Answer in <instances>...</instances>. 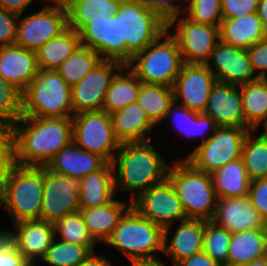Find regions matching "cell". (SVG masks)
<instances>
[{"instance_id": "43", "label": "cell", "mask_w": 267, "mask_h": 266, "mask_svg": "<svg viewBox=\"0 0 267 266\" xmlns=\"http://www.w3.org/2000/svg\"><path fill=\"white\" fill-rule=\"evenodd\" d=\"M22 117V92L0 76V123L14 124Z\"/></svg>"}, {"instance_id": "57", "label": "cell", "mask_w": 267, "mask_h": 266, "mask_svg": "<svg viewBox=\"0 0 267 266\" xmlns=\"http://www.w3.org/2000/svg\"><path fill=\"white\" fill-rule=\"evenodd\" d=\"M262 129L264 130H262L261 132H259V133H261L266 139H267V121L262 125Z\"/></svg>"}, {"instance_id": "49", "label": "cell", "mask_w": 267, "mask_h": 266, "mask_svg": "<svg viewBox=\"0 0 267 266\" xmlns=\"http://www.w3.org/2000/svg\"><path fill=\"white\" fill-rule=\"evenodd\" d=\"M259 0H221L223 18H237L256 13Z\"/></svg>"}, {"instance_id": "9", "label": "cell", "mask_w": 267, "mask_h": 266, "mask_svg": "<svg viewBox=\"0 0 267 266\" xmlns=\"http://www.w3.org/2000/svg\"><path fill=\"white\" fill-rule=\"evenodd\" d=\"M250 131L243 127L217 126L209 139L194 148L185 160L197 170L212 174L226 163L241 158Z\"/></svg>"}, {"instance_id": "42", "label": "cell", "mask_w": 267, "mask_h": 266, "mask_svg": "<svg viewBox=\"0 0 267 266\" xmlns=\"http://www.w3.org/2000/svg\"><path fill=\"white\" fill-rule=\"evenodd\" d=\"M182 12L192 21L220 27L223 20L221 0H184Z\"/></svg>"}, {"instance_id": "2", "label": "cell", "mask_w": 267, "mask_h": 266, "mask_svg": "<svg viewBox=\"0 0 267 266\" xmlns=\"http://www.w3.org/2000/svg\"><path fill=\"white\" fill-rule=\"evenodd\" d=\"M151 143L150 140L121 143L112 162L115 191L129 192L130 202L167 179L170 165Z\"/></svg>"}, {"instance_id": "21", "label": "cell", "mask_w": 267, "mask_h": 266, "mask_svg": "<svg viewBox=\"0 0 267 266\" xmlns=\"http://www.w3.org/2000/svg\"><path fill=\"white\" fill-rule=\"evenodd\" d=\"M211 221L231 233L267 229V225L251 205L248 196L218 199Z\"/></svg>"}, {"instance_id": "46", "label": "cell", "mask_w": 267, "mask_h": 266, "mask_svg": "<svg viewBox=\"0 0 267 266\" xmlns=\"http://www.w3.org/2000/svg\"><path fill=\"white\" fill-rule=\"evenodd\" d=\"M246 50L255 76L267 79V36Z\"/></svg>"}, {"instance_id": "29", "label": "cell", "mask_w": 267, "mask_h": 266, "mask_svg": "<svg viewBox=\"0 0 267 266\" xmlns=\"http://www.w3.org/2000/svg\"><path fill=\"white\" fill-rule=\"evenodd\" d=\"M265 256H267V229L232 233L227 263L244 266Z\"/></svg>"}, {"instance_id": "28", "label": "cell", "mask_w": 267, "mask_h": 266, "mask_svg": "<svg viewBox=\"0 0 267 266\" xmlns=\"http://www.w3.org/2000/svg\"><path fill=\"white\" fill-rule=\"evenodd\" d=\"M114 198L110 203L95 208H79L91 236L96 242L110 238L120 218L131 207V202Z\"/></svg>"}, {"instance_id": "30", "label": "cell", "mask_w": 267, "mask_h": 266, "mask_svg": "<svg viewBox=\"0 0 267 266\" xmlns=\"http://www.w3.org/2000/svg\"><path fill=\"white\" fill-rule=\"evenodd\" d=\"M67 11L68 27L77 33L93 19L114 16L122 0H62Z\"/></svg>"}, {"instance_id": "35", "label": "cell", "mask_w": 267, "mask_h": 266, "mask_svg": "<svg viewBox=\"0 0 267 266\" xmlns=\"http://www.w3.org/2000/svg\"><path fill=\"white\" fill-rule=\"evenodd\" d=\"M170 114L174 117H172L171 121L173 120L172 123L176 126V131L182 133L183 138L190 137L189 140L196 136L197 138L201 136L200 139L203 138L201 143H204L210 137V135H206L209 130L214 131L217 127L215 121L210 116L191 111L183 105H178L175 101L166 113L165 119L170 117Z\"/></svg>"}, {"instance_id": "3", "label": "cell", "mask_w": 267, "mask_h": 266, "mask_svg": "<svg viewBox=\"0 0 267 266\" xmlns=\"http://www.w3.org/2000/svg\"><path fill=\"white\" fill-rule=\"evenodd\" d=\"M44 167L13 164L0 183V206L13 223L40 219Z\"/></svg>"}, {"instance_id": "54", "label": "cell", "mask_w": 267, "mask_h": 266, "mask_svg": "<svg viewBox=\"0 0 267 266\" xmlns=\"http://www.w3.org/2000/svg\"><path fill=\"white\" fill-rule=\"evenodd\" d=\"M132 266H167L165 260L161 258H145V259H136L130 262ZM174 266V265H172Z\"/></svg>"}, {"instance_id": "13", "label": "cell", "mask_w": 267, "mask_h": 266, "mask_svg": "<svg viewBox=\"0 0 267 266\" xmlns=\"http://www.w3.org/2000/svg\"><path fill=\"white\" fill-rule=\"evenodd\" d=\"M131 206L144 218L160 225L164 236L170 234L175 220H187L181 201L168 179L140 194Z\"/></svg>"}, {"instance_id": "4", "label": "cell", "mask_w": 267, "mask_h": 266, "mask_svg": "<svg viewBox=\"0 0 267 266\" xmlns=\"http://www.w3.org/2000/svg\"><path fill=\"white\" fill-rule=\"evenodd\" d=\"M167 179L179 197L187 219L212 220L217 205L212 176L182 158L170 165Z\"/></svg>"}, {"instance_id": "6", "label": "cell", "mask_w": 267, "mask_h": 266, "mask_svg": "<svg viewBox=\"0 0 267 266\" xmlns=\"http://www.w3.org/2000/svg\"><path fill=\"white\" fill-rule=\"evenodd\" d=\"M120 43H126V65L167 30V18L144 0H122L118 13Z\"/></svg>"}, {"instance_id": "48", "label": "cell", "mask_w": 267, "mask_h": 266, "mask_svg": "<svg viewBox=\"0 0 267 266\" xmlns=\"http://www.w3.org/2000/svg\"><path fill=\"white\" fill-rule=\"evenodd\" d=\"M0 266H32L3 232H0Z\"/></svg>"}, {"instance_id": "41", "label": "cell", "mask_w": 267, "mask_h": 266, "mask_svg": "<svg viewBox=\"0 0 267 266\" xmlns=\"http://www.w3.org/2000/svg\"><path fill=\"white\" fill-rule=\"evenodd\" d=\"M231 235V232L217 226L211 220H206L203 251L213 260L220 262L221 264L227 263Z\"/></svg>"}, {"instance_id": "16", "label": "cell", "mask_w": 267, "mask_h": 266, "mask_svg": "<svg viewBox=\"0 0 267 266\" xmlns=\"http://www.w3.org/2000/svg\"><path fill=\"white\" fill-rule=\"evenodd\" d=\"M217 78L205 64L184 63L176 77L173 91L175 102L191 111L203 113Z\"/></svg>"}, {"instance_id": "1", "label": "cell", "mask_w": 267, "mask_h": 266, "mask_svg": "<svg viewBox=\"0 0 267 266\" xmlns=\"http://www.w3.org/2000/svg\"><path fill=\"white\" fill-rule=\"evenodd\" d=\"M15 164L46 167L73 140L72 117L22 116L15 123Z\"/></svg>"}, {"instance_id": "37", "label": "cell", "mask_w": 267, "mask_h": 266, "mask_svg": "<svg viewBox=\"0 0 267 266\" xmlns=\"http://www.w3.org/2000/svg\"><path fill=\"white\" fill-rule=\"evenodd\" d=\"M103 59L93 49L80 45L56 70L61 78L72 87L93 70Z\"/></svg>"}, {"instance_id": "47", "label": "cell", "mask_w": 267, "mask_h": 266, "mask_svg": "<svg viewBox=\"0 0 267 266\" xmlns=\"http://www.w3.org/2000/svg\"><path fill=\"white\" fill-rule=\"evenodd\" d=\"M19 14L0 7V47L15 43Z\"/></svg>"}, {"instance_id": "52", "label": "cell", "mask_w": 267, "mask_h": 266, "mask_svg": "<svg viewBox=\"0 0 267 266\" xmlns=\"http://www.w3.org/2000/svg\"><path fill=\"white\" fill-rule=\"evenodd\" d=\"M34 0H0V7L17 13L23 14L26 8L33 2Z\"/></svg>"}, {"instance_id": "40", "label": "cell", "mask_w": 267, "mask_h": 266, "mask_svg": "<svg viewBox=\"0 0 267 266\" xmlns=\"http://www.w3.org/2000/svg\"><path fill=\"white\" fill-rule=\"evenodd\" d=\"M90 253L86 246L60 241L55 237L42 261L51 266H77Z\"/></svg>"}, {"instance_id": "44", "label": "cell", "mask_w": 267, "mask_h": 266, "mask_svg": "<svg viewBox=\"0 0 267 266\" xmlns=\"http://www.w3.org/2000/svg\"><path fill=\"white\" fill-rule=\"evenodd\" d=\"M15 163L14 124L0 123V183Z\"/></svg>"}, {"instance_id": "39", "label": "cell", "mask_w": 267, "mask_h": 266, "mask_svg": "<svg viewBox=\"0 0 267 266\" xmlns=\"http://www.w3.org/2000/svg\"><path fill=\"white\" fill-rule=\"evenodd\" d=\"M53 225L55 237L60 236V241L86 246L91 252H95L97 242L86 227L80 210L67 214Z\"/></svg>"}, {"instance_id": "33", "label": "cell", "mask_w": 267, "mask_h": 266, "mask_svg": "<svg viewBox=\"0 0 267 266\" xmlns=\"http://www.w3.org/2000/svg\"><path fill=\"white\" fill-rule=\"evenodd\" d=\"M140 86L141 81L128 66L124 65L111 80L102 110L112 114L135 102Z\"/></svg>"}, {"instance_id": "32", "label": "cell", "mask_w": 267, "mask_h": 266, "mask_svg": "<svg viewBox=\"0 0 267 266\" xmlns=\"http://www.w3.org/2000/svg\"><path fill=\"white\" fill-rule=\"evenodd\" d=\"M80 45L79 34L67 27L36 50L39 69L56 71Z\"/></svg>"}, {"instance_id": "7", "label": "cell", "mask_w": 267, "mask_h": 266, "mask_svg": "<svg viewBox=\"0 0 267 266\" xmlns=\"http://www.w3.org/2000/svg\"><path fill=\"white\" fill-rule=\"evenodd\" d=\"M184 64L175 38L166 30L126 65L142 83L173 87Z\"/></svg>"}, {"instance_id": "8", "label": "cell", "mask_w": 267, "mask_h": 266, "mask_svg": "<svg viewBox=\"0 0 267 266\" xmlns=\"http://www.w3.org/2000/svg\"><path fill=\"white\" fill-rule=\"evenodd\" d=\"M22 116L72 117L71 87L55 70H39L22 92Z\"/></svg>"}, {"instance_id": "23", "label": "cell", "mask_w": 267, "mask_h": 266, "mask_svg": "<svg viewBox=\"0 0 267 266\" xmlns=\"http://www.w3.org/2000/svg\"><path fill=\"white\" fill-rule=\"evenodd\" d=\"M106 163L102 157L85 151L72 140L56 153L46 168L55 174L80 180L100 170Z\"/></svg>"}, {"instance_id": "15", "label": "cell", "mask_w": 267, "mask_h": 266, "mask_svg": "<svg viewBox=\"0 0 267 266\" xmlns=\"http://www.w3.org/2000/svg\"><path fill=\"white\" fill-rule=\"evenodd\" d=\"M76 211H79V180L55 174L44 167L40 219L54 224Z\"/></svg>"}, {"instance_id": "17", "label": "cell", "mask_w": 267, "mask_h": 266, "mask_svg": "<svg viewBox=\"0 0 267 266\" xmlns=\"http://www.w3.org/2000/svg\"><path fill=\"white\" fill-rule=\"evenodd\" d=\"M78 34L81 45L95 50L103 60L126 65V43H120L119 18L115 15L93 19Z\"/></svg>"}, {"instance_id": "26", "label": "cell", "mask_w": 267, "mask_h": 266, "mask_svg": "<svg viewBox=\"0 0 267 266\" xmlns=\"http://www.w3.org/2000/svg\"><path fill=\"white\" fill-rule=\"evenodd\" d=\"M115 195L114 168L110 163L79 180V208L106 205L115 198Z\"/></svg>"}, {"instance_id": "5", "label": "cell", "mask_w": 267, "mask_h": 266, "mask_svg": "<svg viewBox=\"0 0 267 266\" xmlns=\"http://www.w3.org/2000/svg\"><path fill=\"white\" fill-rule=\"evenodd\" d=\"M163 240L164 229L141 216L131 206L120 218L105 244L117 248L131 262L158 257V251L163 253Z\"/></svg>"}, {"instance_id": "27", "label": "cell", "mask_w": 267, "mask_h": 266, "mask_svg": "<svg viewBox=\"0 0 267 266\" xmlns=\"http://www.w3.org/2000/svg\"><path fill=\"white\" fill-rule=\"evenodd\" d=\"M219 30L223 43L242 49H248L267 36L257 12L237 18H223Z\"/></svg>"}, {"instance_id": "24", "label": "cell", "mask_w": 267, "mask_h": 266, "mask_svg": "<svg viewBox=\"0 0 267 266\" xmlns=\"http://www.w3.org/2000/svg\"><path fill=\"white\" fill-rule=\"evenodd\" d=\"M205 224L206 220L187 219L180 222L170 240L164 236L163 253L171 259L172 265L203 251Z\"/></svg>"}, {"instance_id": "31", "label": "cell", "mask_w": 267, "mask_h": 266, "mask_svg": "<svg viewBox=\"0 0 267 266\" xmlns=\"http://www.w3.org/2000/svg\"><path fill=\"white\" fill-rule=\"evenodd\" d=\"M211 176L218 199L248 196L251 180L242 158L226 163Z\"/></svg>"}, {"instance_id": "18", "label": "cell", "mask_w": 267, "mask_h": 266, "mask_svg": "<svg viewBox=\"0 0 267 266\" xmlns=\"http://www.w3.org/2000/svg\"><path fill=\"white\" fill-rule=\"evenodd\" d=\"M205 65L218 82L240 86L258 78L255 76L246 49L217 43Z\"/></svg>"}, {"instance_id": "38", "label": "cell", "mask_w": 267, "mask_h": 266, "mask_svg": "<svg viewBox=\"0 0 267 266\" xmlns=\"http://www.w3.org/2000/svg\"><path fill=\"white\" fill-rule=\"evenodd\" d=\"M251 130L244 141L242 156L250 180L267 178V139Z\"/></svg>"}, {"instance_id": "50", "label": "cell", "mask_w": 267, "mask_h": 266, "mask_svg": "<svg viewBox=\"0 0 267 266\" xmlns=\"http://www.w3.org/2000/svg\"><path fill=\"white\" fill-rule=\"evenodd\" d=\"M176 1L177 0H144L149 7L157 9L165 18H169L171 15L182 11L183 6L176 3L174 4Z\"/></svg>"}, {"instance_id": "22", "label": "cell", "mask_w": 267, "mask_h": 266, "mask_svg": "<svg viewBox=\"0 0 267 266\" xmlns=\"http://www.w3.org/2000/svg\"><path fill=\"white\" fill-rule=\"evenodd\" d=\"M36 51L17 44L0 47V76L23 92L39 73Z\"/></svg>"}, {"instance_id": "45", "label": "cell", "mask_w": 267, "mask_h": 266, "mask_svg": "<svg viewBox=\"0 0 267 266\" xmlns=\"http://www.w3.org/2000/svg\"><path fill=\"white\" fill-rule=\"evenodd\" d=\"M248 198L267 225V178L251 180Z\"/></svg>"}, {"instance_id": "55", "label": "cell", "mask_w": 267, "mask_h": 266, "mask_svg": "<svg viewBox=\"0 0 267 266\" xmlns=\"http://www.w3.org/2000/svg\"><path fill=\"white\" fill-rule=\"evenodd\" d=\"M257 14L262 21L264 29L267 32V0L258 1Z\"/></svg>"}, {"instance_id": "25", "label": "cell", "mask_w": 267, "mask_h": 266, "mask_svg": "<svg viewBox=\"0 0 267 266\" xmlns=\"http://www.w3.org/2000/svg\"><path fill=\"white\" fill-rule=\"evenodd\" d=\"M110 118L114 135L120 144L150 140L148 134L155 129V125L136 101L113 112Z\"/></svg>"}, {"instance_id": "53", "label": "cell", "mask_w": 267, "mask_h": 266, "mask_svg": "<svg viewBox=\"0 0 267 266\" xmlns=\"http://www.w3.org/2000/svg\"><path fill=\"white\" fill-rule=\"evenodd\" d=\"M77 266H114L111 263L110 259L96 254L95 252H91L82 262H80Z\"/></svg>"}, {"instance_id": "19", "label": "cell", "mask_w": 267, "mask_h": 266, "mask_svg": "<svg viewBox=\"0 0 267 266\" xmlns=\"http://www.w3.org/2000/svg\"><path fill=\"white\" fill-rule=\"evenodd\" d=\"M13 224L15 231L4 228L0 232L7 236L32 266H37V259L44 258L55 238L54 225L41 219L23 220Z\"/></svg>"}, {"instance_id": "20", "label": "cell", "mask_w": 267, "mask_h": 266, "mask_svg": "<svg viewBox=\"0 0 267 266\" xmlns=\"http://www.w3.org/2000/svg\"><path fill=\"white\" fill-rule=\"evenodd\" d=\"M203 113L210 116L217 126L245 128L240 86L217 81Z\"/></svg>"}, {"instance_id": "34", "label": "cell", "mask_w": 267, "mask_h": 266, "mask_svg": "<svg viewBox=\"0 0 267 266\" xmlns=\"http://www.w3.org/2000/svg\"><path fill=\"white\" fill-rule=\"evenodd\" d=\"M245 128L259 131L267 121V79L258 78L240 85Z\"/></svg>"}, {"instance_id": "11", "label": "cell", "mask_w": 267, "mask_h": 266, "mask_svg": "<svg viewBox=\"0 0 267 266\" xmlns=\"http://www.w3.org/2000/svg\"><path fill=\"white\" fill-rule=\"evenodd\" d=\"M72 125L73 140L82 149L112 164L120 142L114 135L110 114L104 110L80 112L72 116Z\"/></svg>"}, {"instance_id": "36", "label": "cell", "mask_w": 267, "mask_h": 266, "mask_svg": "<svg viewBox=\"0 0 267 266\" xmlns=\"http://www.w3.org/2000/svg\"><path fill=\"white\" fill-rule=\"evenodd\" d=\"M174 101L173 87L141 82L136 102L155 126L165 121V115Z\"/></svg>"}, {"instance_id": "10", "label": "cell", "mask_w": 267, "mask_h": 266, "mask_svg": "<svg viewBox=\"0 0 267 266\" xmlns=\"http://www.w3.org/2000/svg\"><path fill=\"white\" fill-rule=\"evenodd\" d=\"M172 27L175 33L170 31ZM167 30L175 38L187 64H205L220 41L219 27L196 23L182 11L167 18Z\"/></svg>"}, {"instance_id": "58", "label": "cell", "mask_w": 267, "mask_h": 266, "mask_svg": "<svg viewBox=\"0 0 267 266\" xmlns=\"http://www.w3.org/2000/svg\"><path fill=\"white\" fill-rule=\"evenodd\" d=\"M222 266H243V265H234V264L225 263V264H222Z\"/></svg>"}, {"instance_id": "12", "label": "cell", "mask_w": 267, "mask_h": 266, "mask_svg": "<svg viewBox=\"0 0 267 266\" xmlns=\"http://www.w3.org/2000/svg\"><path fill=\"white\" fill-rule=\"evenodd\" d=\"M21 16L15 44L33 51L68 27L67 11L62 0H48V4L40 11L24 18Z\"/></svg>"}, {"instance_id": "14", "label": "cell", "mask_w": 267, "mask_h": 266, "mask_svg": "<svg viewBox=\"0 0 267 266\" xmlns=\"http://www.w3.org/2000/svg\"><path fill=\"white\" fill-rule=\"evenodd\" d=\"M123 66L118 61L102 60L73 85L71 87L72 114L102 110L111 80Z\"/></svg>"}, {"instance_id": "56", "label": "cell", "mask_w": 267, "mask_h": 266, "mask_svg": "<svg viewBox=\"0 0 267 266\" xmlns=\"http://www.w3.org/2000/svg\"><path fill=\"white\" fill-rule=\"evenodd\" d=\"M244 266H267V256L257 260H253Z\"/></svg>"}, {"instance_id": "51", "label": "cell", "mask_w": 267, "mask_h": 266, "mask_svg": "<svg viewBox=\"0 0 267 266\" xmlns=\"http://www.w3.org/2000/svg\"><path fill=\"white\" fill-rule=\"evenodd\" d=\"M176 266H222V264L213 260L204 251H201L190 258L180 261Z\"/></svg>"}]
</instances>
